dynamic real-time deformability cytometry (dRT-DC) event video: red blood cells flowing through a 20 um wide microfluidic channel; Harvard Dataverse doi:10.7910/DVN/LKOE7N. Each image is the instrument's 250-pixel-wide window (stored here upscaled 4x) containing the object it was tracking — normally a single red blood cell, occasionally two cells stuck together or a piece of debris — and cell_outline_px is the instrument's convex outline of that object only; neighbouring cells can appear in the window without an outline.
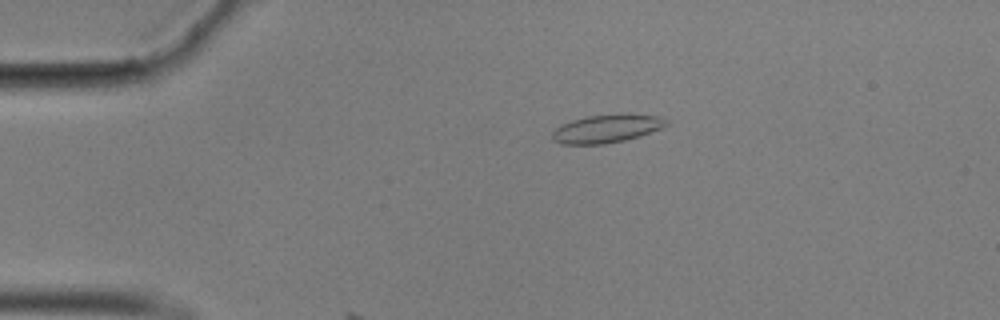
{"species": "common noctule bat (a hibernating species)", "species_latin": "Nyctalus noctula", "temperature_condition": "cold", "stored_images_in_passage": 18, "camera_frame_rate_fps": 3000, "um_per_image_px": 0.085, "animal": {"sex": "male", "body_mass_g": 17.9}, "frame": {"image": 1, "passage_image": 12, "time_ms": 3.667, "image_size_px": [1000, 320], "cell_outline_px": [[668, 124], [660, 128], [640, 136], [624, 140], [604, 144], [560, 144], [552, 140], [552, 132], [560, 124], [572, 120], [588, 116], [628, 112], [656, 116], [664, 120]], "centroid_in_image_um": [51.52, 10.92], "position_along_channel_um": 33.5, "area_um2": 18.84}}